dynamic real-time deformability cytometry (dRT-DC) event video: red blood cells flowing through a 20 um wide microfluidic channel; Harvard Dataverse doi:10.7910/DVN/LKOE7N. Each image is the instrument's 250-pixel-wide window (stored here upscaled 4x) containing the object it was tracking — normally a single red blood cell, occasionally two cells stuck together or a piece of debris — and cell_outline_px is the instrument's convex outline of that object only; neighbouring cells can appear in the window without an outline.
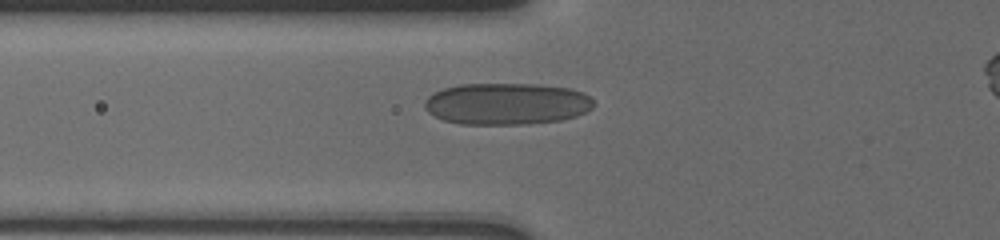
{"species": "human", "species_latin": "Homo sapiens", "temperature_condition": "cold", "stored_images_in_passage": 4, "camera_frame_rate_fps": 3000, "um_per_image_px": 0.085, "donor": {"sex": "male"}, "frame": {"image": 1, "passage_image": 4, "time_ms": 2.333, "image_size_px": [1000, 240], "cell_outline_px": [[592, 108], [576, 116], [560, 120], [528, 124], [460, 124], [444, 120], [428, 112], [424, 108], [424, 104], [428, 96], [444, 88], [460, 84], [536, 84], [572, 88], [584, 92], [592, 100]], "centroid_in_image_um": [43.07, 8.82], "position_along_channel_um": 82.7, "area_um2": 41.1}}